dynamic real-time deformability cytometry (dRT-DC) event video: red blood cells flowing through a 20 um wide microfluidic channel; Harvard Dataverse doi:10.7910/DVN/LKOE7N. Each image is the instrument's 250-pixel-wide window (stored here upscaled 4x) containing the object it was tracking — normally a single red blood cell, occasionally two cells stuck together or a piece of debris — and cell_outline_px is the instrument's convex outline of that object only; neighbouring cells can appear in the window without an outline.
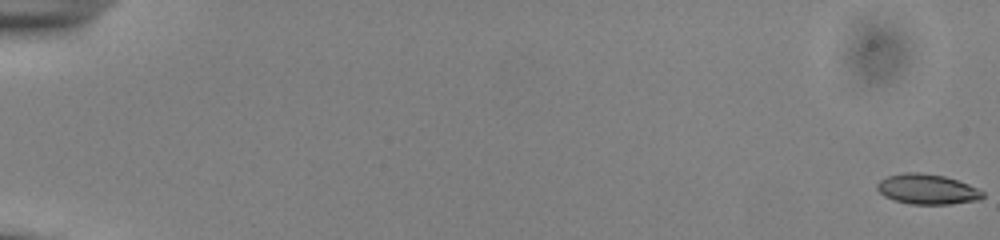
{"species": "common noctule bat (a hibernating species)", "species_latin": "Nyctalus noctula", "temperature_condition": "cold", "stored_images_in_passage": 55, "camera_frame_rate_fps": 3000, "um_per_image_px": 0.085, "animal": {"sex": "male", "body_mass_g": 13.0, "forearm_length_mm": 53.1}, "frame": {"image": 1, "passage_image": 1, "time_ms": 0.0, "image_size_px": [1000, 240], "cell_outline_px": [[984, 196], [980, 200], [952, 204], [908, 204], [884, 196], [876, 188], [876, 184], [880, 180], [888, 176], [904, 172], [920, 172], [944, 176], [968, 184], [984, 192]], "centroid_in_image_um": [78.81, 16.08], "position_along_channel_um": 6.2, "area_um2": 18.55}}
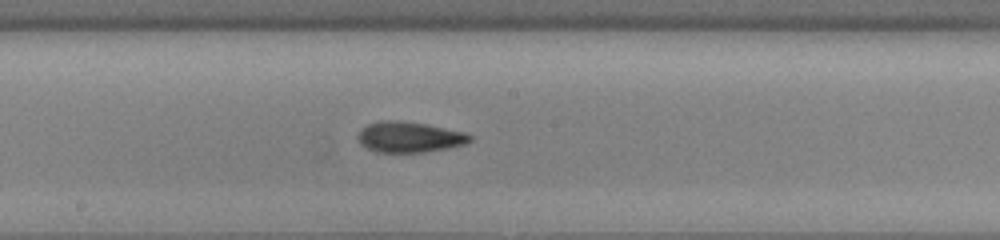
{"frame": {"image": 2, "passage_image": 32, "time_ms": 10.333, "image_size_px": [1000, 240], "cell_outline_px": [[472, 140], [464, 144], [448, 148], [424, 152], [376, 152], [360, 144], [356, 136], [368, 124], [380, 120], [400, 120], [428, 124], [464, 132], [472, 136]], "centroid_in_image_um": [34.79, 11.64], "position_along_channel_um": 213.4, "area_um2": 20.06}}
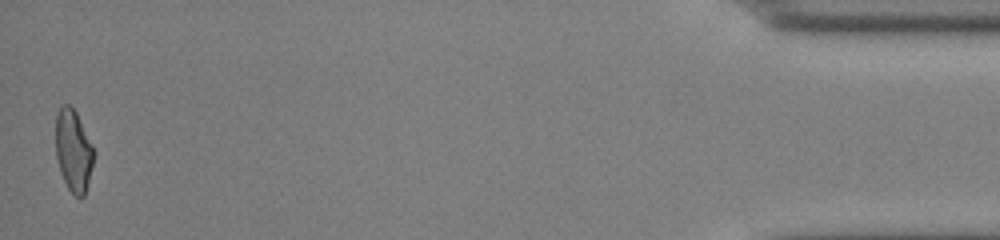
{"frame": {"image": 3, "passage_image": 55, "time_ms": 18.0, "image_size_px": [1000, 240], "cell_outline_px": [[96, 152], [84, 196], [80, 200], [68, 188], [60, 172], [56, 156], [56, 112], [60, 104], [68, 104], [76, 112]], "centroid_in_image_um": [6.24, 12.79], "position_along_channel_um": 429.0, "area_um2": 18.32}, "authors_computed_cell_mechanics": {"area_um2": 19.1318, "velocity_mm_per_s": 3.8932, "shape_relaxation_time_tau1_ms": 8.6566, "shape_relaxation_time_tau2_ms": 4.4112, "deformation_change_tau1": 0.2252, "deformation_change_tau2": 0.1287}}